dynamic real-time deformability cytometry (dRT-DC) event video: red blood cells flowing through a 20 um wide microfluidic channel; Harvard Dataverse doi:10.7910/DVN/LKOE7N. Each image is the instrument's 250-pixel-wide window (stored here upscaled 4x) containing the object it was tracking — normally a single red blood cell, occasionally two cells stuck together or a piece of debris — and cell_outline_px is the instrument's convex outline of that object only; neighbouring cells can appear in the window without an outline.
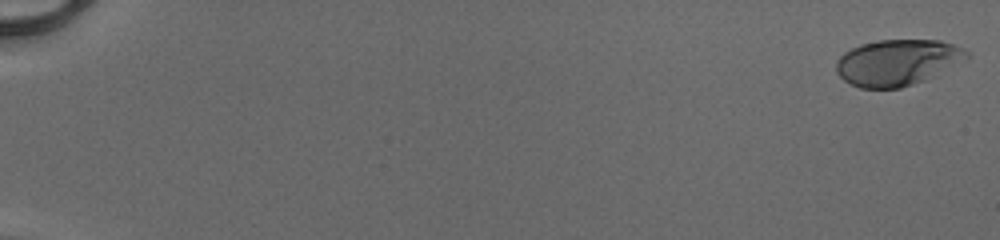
{"species": "human", "species_latin": "Homo sapiens", "temperature_condition": "cold", "stored_images_in_passage": 52, "camera_frame_rate_fps": 3000, "um_per_image_px": 0.085, "donor": {"sex": "male"}, "frame": {"image": 1, "passage_image": 1, "time_ms": 0.0, "image_size_px": [1000, 240], "cell_outline_px": [[968, 60], [936, 76], [900, 88], [860, 88], [844, 80], [836, 72], [836, 60], [844, 52], [860, 44], [880, 40], [940, 40], [964, 48], [968, 52]], "centroid_in_image_um": [76.31, 5.31], "position_along_channel_um": 8.7, "area_um2": 35.32}}
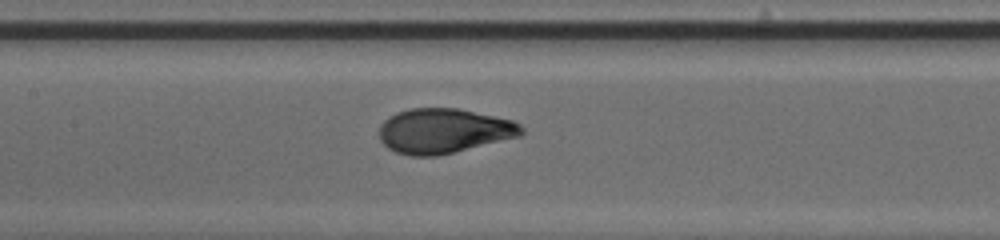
{"frame": {"image": 2, "passage_image": 28, "time_ms": 9.0, "image_size_px": [1000, 240], "cell_outline_px": [[524, 132], [520, 136], [436, 156], [408, 156], [396, 152], [388, 148], [380, 140], [380, 124], [388, 116], [396, 112], [412, 108], [456, 108], [512, 120], [520, 124], [524, 128]], "centroid_in_image_um": [37.69, 11.12], "position_along_channel_um": 169.7, "area_um2": 36.99}}
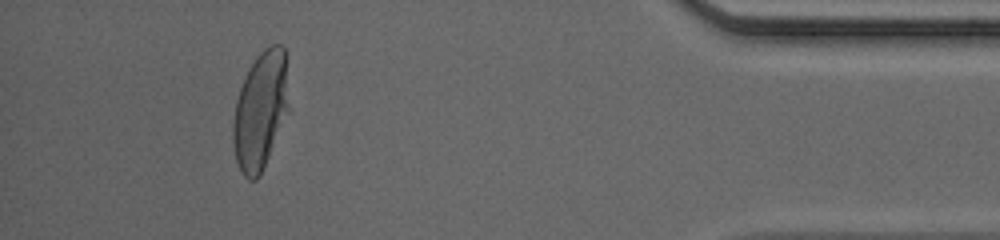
{"frame": {"image": 3, "passage_image": 49, "time_ms": 16.0, "image_size_px": [1000, 240], "cell_outline_px": [[288, 112], [260, 176], [256, 180], [248, 180], [240, 172], [236, 160], [232, 140], [232, 124], [236, 100], [240, 88], [248, 68], [256, 56], [264, 48], [272, 44], [280, 44], [284, 48], [288, 108]], "centroid_in_image_um": [22.1, 9.42], "position_along_channel_um": 413.1, "area_um2": 38.15}, "authors_computed_cell_mechanics": {"area_um2": 37.0498, "velocity_mm_per_s": 4.1116, "shape_relaxation_time_tau1_ms": 3.3516, "shape_relaxation_time_tau2_ms": null, "deformation_change_tau1": 0.1813, "deformation_change_tau2": null}}